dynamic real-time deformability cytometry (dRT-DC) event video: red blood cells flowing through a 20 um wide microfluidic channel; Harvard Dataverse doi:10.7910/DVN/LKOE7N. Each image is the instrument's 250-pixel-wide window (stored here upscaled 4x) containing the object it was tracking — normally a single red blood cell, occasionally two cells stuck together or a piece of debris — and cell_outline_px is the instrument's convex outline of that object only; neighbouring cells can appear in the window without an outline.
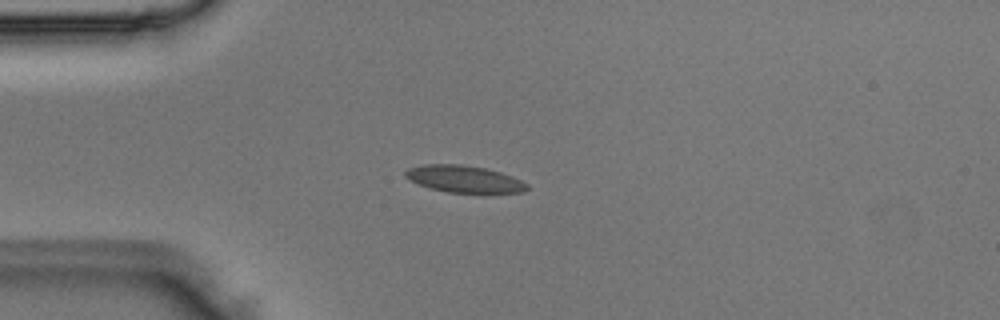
{"species": "Egyptian fruit bat (a non-hibernating species)", "species_latin": "Rousettus aegyptiacus", "temperature_condition": "room temperature", "stored_images_in_passage": 4, "camera_frame_rate_fps": 3000, "um_per_image_px": 0.085, "animal": {"sex": "male"}, "frame": {"image": 1, "passage_image": 4, "time_ms": 1.0, "image_size_px": [1000, 320], "cell_outline_px": [[528, 188], [524, 192], [448, 192], [432, 188], [408, 180], [404, 176], [404, 172], [408, 168], [424, 164], [460, 164], [484, 168], [500, 172], [512, 176], [528, 184]], "centroid_in_image_um": [39.42, 15.2], "position_along_channel_um": 45.6, "area_um2": 18.84}}